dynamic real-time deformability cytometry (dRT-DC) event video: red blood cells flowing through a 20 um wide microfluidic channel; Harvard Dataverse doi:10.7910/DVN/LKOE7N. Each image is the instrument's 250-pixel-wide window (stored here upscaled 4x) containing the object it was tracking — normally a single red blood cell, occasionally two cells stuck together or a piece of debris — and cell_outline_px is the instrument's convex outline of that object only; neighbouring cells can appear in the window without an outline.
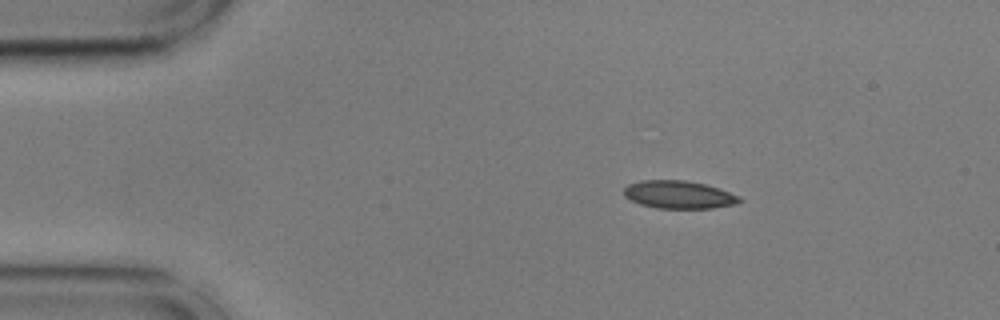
{"species": "common noctule bat (a hibernating species)", "species_latin": "Nyctalus noctula", "temperature_condition": "cold", "stored_images_in_passage": 47, "camera_frame_rate_fps": 3000, "um_per_image_px": 0.085, "animal": {"sex": "male", "body_mass_g": 17.9, "forearm_length_mm": 54.2}, "frame": {"image": 1, "passage_image": 1, "time_ms": 0.0, "image_size_px": [1000, 320], "cell_outline_px": [[744, 200], [736, 204], [712, 208], [656, 208], [640, 204], [624, 196], [624, 188], [628, 184], [640, 180], [684, 180], [704, 184], [720, 188], [740, 196]], "centroid_in_image_um": [57.72, 16.54], "position_along_channel_um": 27.3, "area_um2": 18.84}}
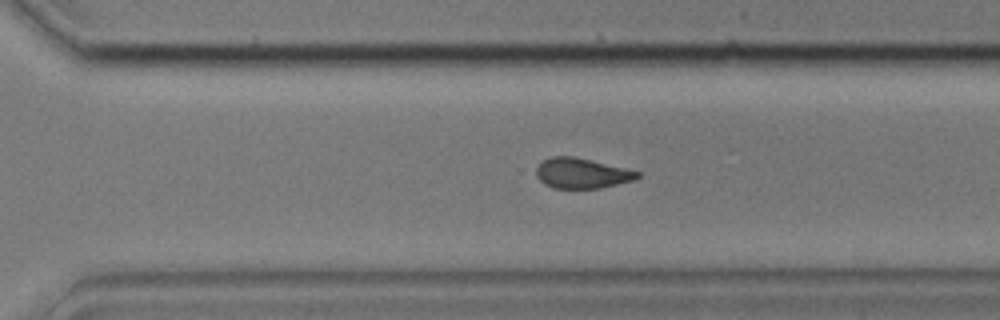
{"frame": {"image": 2, "passage_image": 30, "time_ms": 9.667, "image_size_px": [1000, 320], "cell_outline_px": [[640, 176], [632, 180], [600, 188], [552, 188], [544, 184], [536, 176], [536, 168], [544, 160], [552, 156], [572, 156], [624, 168], [640, 172]], "centroid_in_image_um": [49.41, 14.73], "position_along_channel_um": 321.2, "area_um2": 17.51}}
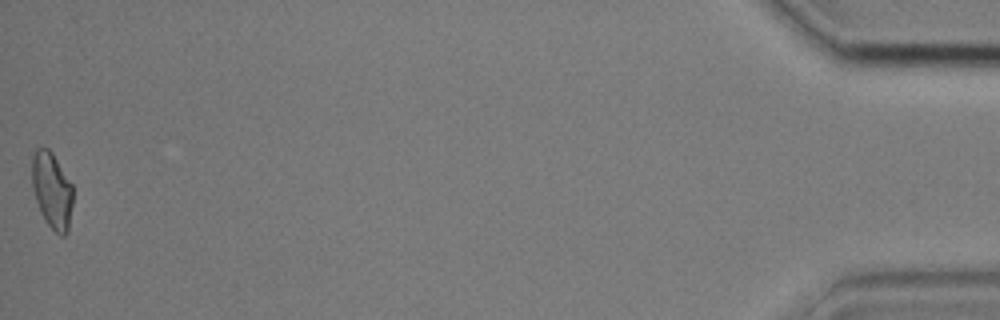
{"frame": {"image": 3, "passage_image": 47, "time_ms": 15.333, "image_size_px": [1000, 320], "cell_outline_px": [[72, 204], [68, 232], [64, 236], [60, 236], [44, 220], [40, 212], [32, 188], [32, 156], [36, 148], [48, 148], [52, 152], [72, 184]], "centroid_in_image_um": [4.41, 16.19], "position_along_channel_um": 430.8, "area_um2": 18.21}, "authors_computed_cell_mechanics": {"area_um2": 18.8428, "velocity_mm_per_s": 3.6248, "shape_relaxation_time_tau1_ms": 8.6225, "shape_relaxation_time_tau2_ms": 4.25, "deformation_change_tau1": 0.1592, "deformation_change_tau2": 0.0954}}